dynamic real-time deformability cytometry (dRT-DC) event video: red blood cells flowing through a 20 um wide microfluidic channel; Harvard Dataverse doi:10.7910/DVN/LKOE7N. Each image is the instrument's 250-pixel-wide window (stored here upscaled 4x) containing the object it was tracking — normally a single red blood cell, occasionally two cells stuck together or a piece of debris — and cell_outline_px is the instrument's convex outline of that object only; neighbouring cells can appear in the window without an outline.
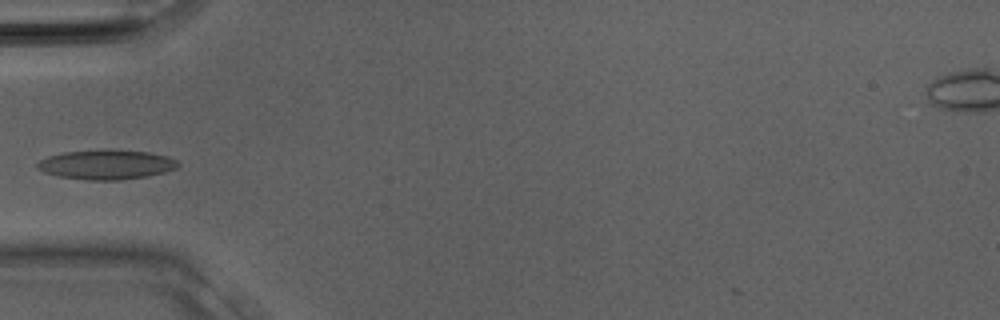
{"species": "Egyptian fruit bat (a non-hibernating species)", "species_latin": "Rousettus aegyptiacus", "temperature_condition": "room temperature", "stored_images_in_passage": 7, "camera_frame_rate_fps": 3000, "um_per_image_px": 0.085, "animal": {"sex": "male"}, "frame": {"image": 1, "passage_image": 4, "time_ms": 1.0, "image_size_px": [1000, 320], "cell_outline_px": [[180, 164], [176, 168], [164, 172], [148, 176], [120, 180], [84, 180], [56, 176], [44, 172], [36, 168], [36, 164], [40, 160], [48, 156], [60, 152], [104, 148], [108, 148], [148, 152], [168, 156], [176, 160]], "centroid_in_image_um": [9.0, 13.97], "position_along_channel_um": 76.0, "area_um2": 24.85}}